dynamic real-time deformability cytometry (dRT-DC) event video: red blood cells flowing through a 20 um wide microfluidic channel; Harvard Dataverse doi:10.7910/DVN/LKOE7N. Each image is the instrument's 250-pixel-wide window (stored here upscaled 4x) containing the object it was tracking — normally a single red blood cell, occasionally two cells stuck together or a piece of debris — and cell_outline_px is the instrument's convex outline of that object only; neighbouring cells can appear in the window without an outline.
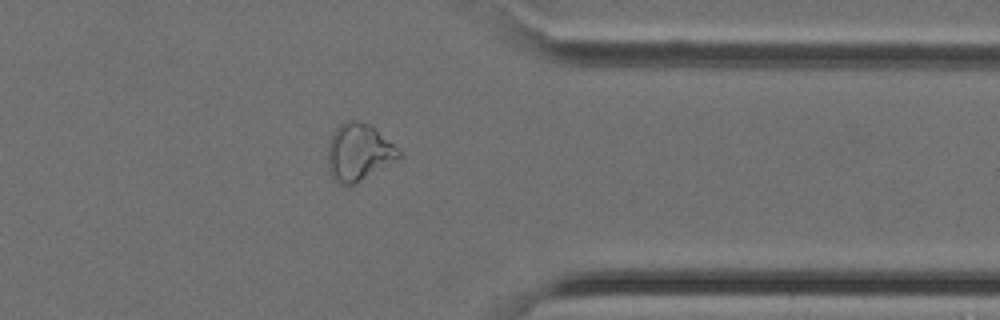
{"species": "Egyptian fruit bat (a non-hibernating species)", "species_latin": "Rousettus aegyptiacus", "temperature_condition": "cold", "stored_images_in_passage": 23, "camera_frame_rate_fps": 3000, "um_per_image_px": 0.085, "animal": {"sex": "female"}, "frame": {"image": 1, "passage_image": 20, "time_ms": 6.333, "image_size_px": [1000, 320], "cell_outline_px": [[400, 156], [396, 160], [352, 184], [340, 184], [332, 180], [328, 168], [328, 140], [336, 128], [344, 120], [356, 120], [368, 124], [400, 148]], "centroid_in_image_um": [30.45, 12.91], "position_along_channel_um": 380.9, "area_um2": 23.41}}